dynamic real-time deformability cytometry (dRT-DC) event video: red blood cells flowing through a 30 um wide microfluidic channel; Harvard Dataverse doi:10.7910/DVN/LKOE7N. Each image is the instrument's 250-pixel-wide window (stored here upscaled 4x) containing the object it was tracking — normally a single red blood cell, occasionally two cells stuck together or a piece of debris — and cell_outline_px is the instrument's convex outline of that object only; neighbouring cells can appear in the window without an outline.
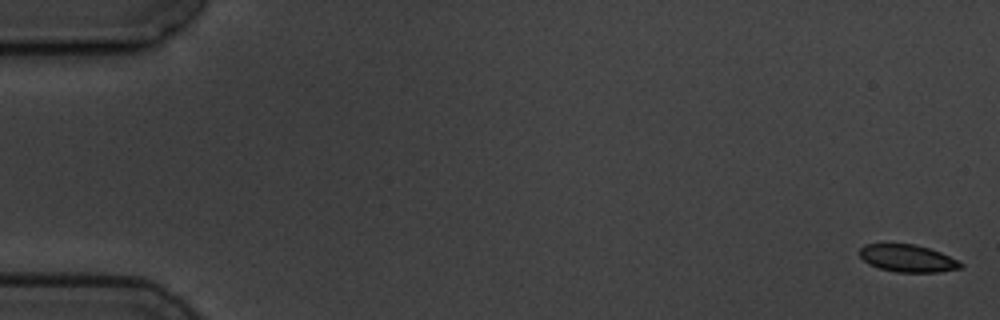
{"species": "common noctule bat (a hibernating species)", "species_latin": "Nyctalus noctula", "temperature_condition": "cold", "stored_images_in_passage": 5, "camera_frame_rate_fps": 3000, "um_per_image_px": 0.085, "animal": {"sex": "male", "body_mass_g": 19.5, "forearm_length_mm": 54.6}, "frame": {"image": 1, "passage_image": 1, "time_ms": 0.0, "image_size_px": [1000, 320], "cell_outline_px": [[964, 268], [940, 272], [896, 272], [880, 268], [868, 264], [860, 256], [860, 248], [864, 244], [916, 244], [940, 252], [964, 264]], "centroid_in_image_um": [77.16, 21.96], "position_along_channel_um": 7.8, "area_um2": 16.07}}
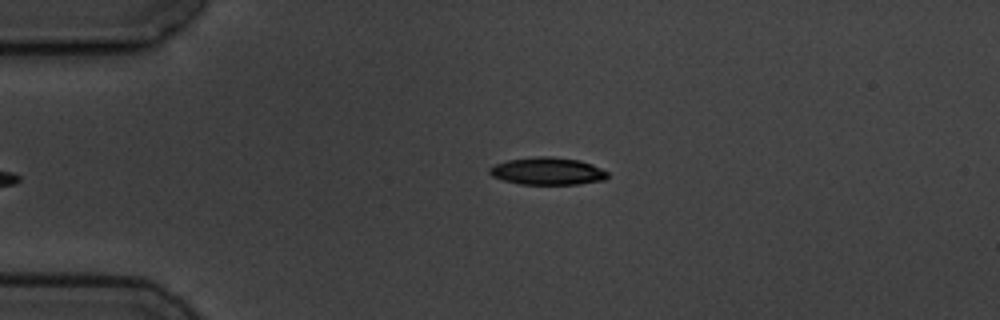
{"frame": {"image": 2, "passage_image": 5, "time_ms": 6.333, "image_size_px": [1000, 320], "cell_outline_px": [[608, 176], [604, 180], [580, 184], [520, 184], [504, 180], [492, 176], [488, 172], [488, 168], [496, 164], [508, 160], [536, 156], [552, 156], [580, 160], [592, 164], [608, 172]], "centroid_in_image_um": [46.54, 14.54], "position_along_channel_um": 38.5, "area_um2": 18.9}}